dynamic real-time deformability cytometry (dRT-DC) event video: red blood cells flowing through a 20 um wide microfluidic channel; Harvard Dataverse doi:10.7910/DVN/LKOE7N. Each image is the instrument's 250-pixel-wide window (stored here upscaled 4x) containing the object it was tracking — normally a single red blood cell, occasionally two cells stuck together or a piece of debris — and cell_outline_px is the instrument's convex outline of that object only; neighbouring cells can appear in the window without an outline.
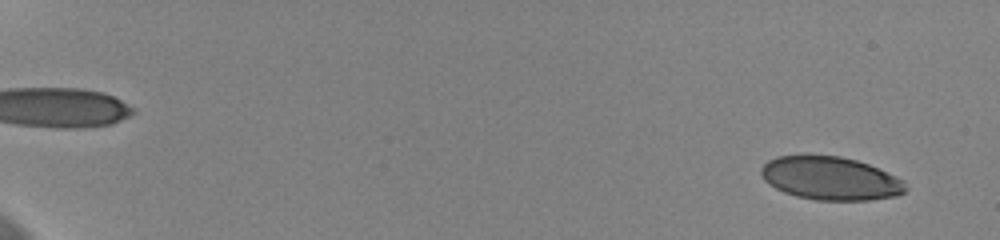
{"species": "human", "species_latin": "Homo sapiens", "temperature_condition": "cold", "stored_images_in_passage": 42, "camera_frame_rate_fps": 3000, "um_per_image_px": 0.085, "donor": {"sex": "female"}, "frame": {"image": 1, "passage_image": 4, "time_ms": 1.0, "image_size_px": [1000, 240], "cell_outline_px": [[908, 188], [904, 192], [896, 196], [868, 200], [816, 200], [796, 196], [784, 192], [768, 184], [764, 180], [760, 172], [760, 168], [768, 160], [776, 156], [804, 152], [840, 156], [856, 160], [868, 164], [904, 180]], "centroid_in_image_um": [70.53, 15.12], "position_along_channel_um": 14.5, "area_um2": 37.22}}
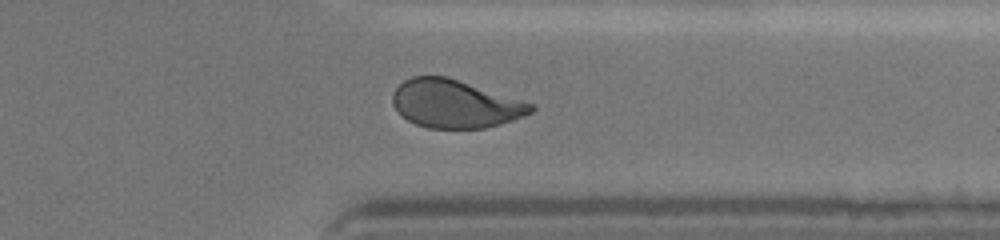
{"frame": {"image": 2, "passage_image": 36, "time_ms": 11.667, "image_size_px": [1000, 240], "cell_outline_px": [[536, 108], [532, 112], [512, 120], [500, 124], [484, 128], [428, 128], [416, 124], [408, 120], [392, 104], [392, 96], [396, 88], [404, 80], [412, 76], [448, 76], [536, 104]], "centroid_in_image_um": [38.71, 8.81], "position_along_channel_um": 372.7, "area_um2": 38.78}}
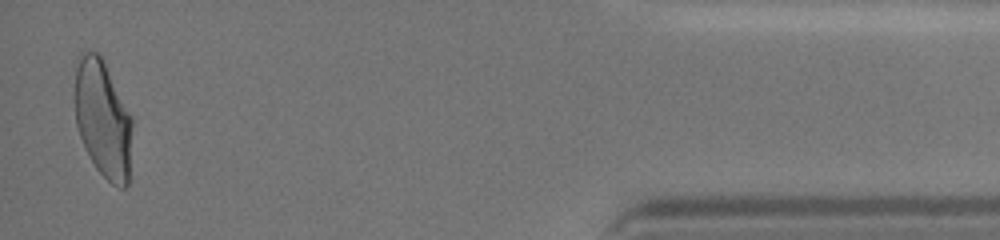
{"frame": {"image": 3, "passage_image": 42, "time_ms": 13.667, "image_size_px": [1000, 240], "cell_outline_px": [[132, 124], [128, 184], [124, 188], [120, 188], [112, 184], [96, 168], [80, 136], [76, 124], [76, 56], [80, 52], [96, 52], [104, 60], [132, 116]], "centroid_in_image_um": [8.76, 10.08], "position_along_channel_um": 426.4, "area_um2": 39.07}}